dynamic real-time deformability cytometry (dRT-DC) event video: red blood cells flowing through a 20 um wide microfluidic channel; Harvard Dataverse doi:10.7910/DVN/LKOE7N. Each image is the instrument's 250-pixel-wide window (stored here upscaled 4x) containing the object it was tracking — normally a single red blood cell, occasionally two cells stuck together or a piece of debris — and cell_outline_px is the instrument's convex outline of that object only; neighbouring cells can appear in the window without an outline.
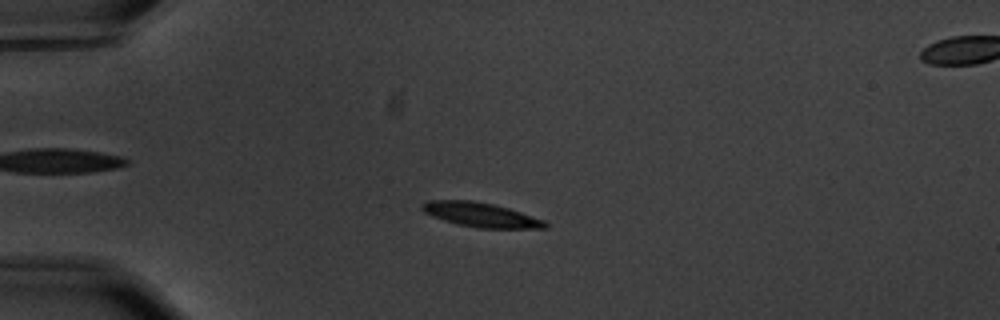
{"species": "common noctule bat (a hibernating species)", "species_latin": "Nyctalus noctula", "temperature_condition": "warm", "stored_images_in_passage": 48, "camera_frame_rate_fps": 3000, "um_per_image_px": 0.085, "animal": {"sex": "male", "body_mass_g": 20.1, "forearm_length_mm": 53.5}, "frame": {"image": 1, "passage_image": 5, "time_ms": 1.333, "image_size_px": [1000, 320], "cell_outline_px": [[548, 228], [476, 228], [456, 224], [432, 216], [424, 212], [420, 208], [420, 204], [428, 200], [472, 200], [492, 204], [508, 208], [544, 220], [548, 224]], "centroid_in_image_um": [40.83, 18.25], "position_along_channel_um": 44.2, "area_um2": 17.51}}
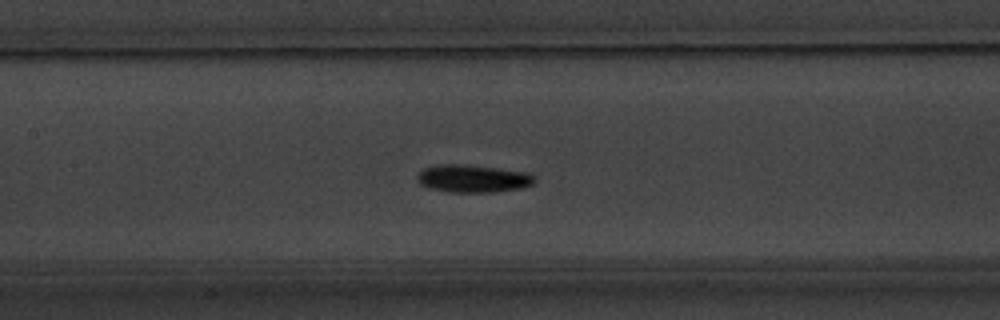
{"frame": {"image": 2, "passage_image": 18, "time_ms": 5.667, "image_size_px": [1000, 320], "cell_outline_px": [[536, 180], [532, 184], [520, 188], [492, 192], [452, 192], [428, 188], [420, 184], [416, 180], [416, 176], [424, 168], [440, 164], [464, 164], [528, 172], [536, 176]], "centroid_in_image_um": [40.19, 15.17], "position_along_channel_um": 167.2, "area_um2": 18.96}}
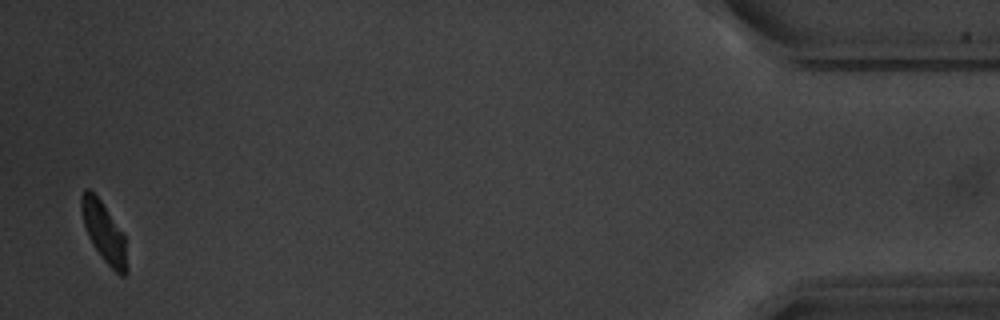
{"frame": {"image": 3, "passage_image": 47, "time_ms": 15.333, "image_size_px": [1000, 320], "cell_outline_px": [[128, 272], [124, 276], [120, 276], [104, 260], [88, 236], [84, 224], [80, 208], [80, 196], [84, 188], [88, 188], [100, 200], [124, 236], [128, 268]], "centroid_in_image_um": [8.83, 19.74], "position_along_channel_um": 426.4, "area_um2": 15.55}, "authors_computed_cell_mechanics": {"area_um2": 17.1955, "velocity_mm_per_s": 3.502, "shape_relaxation_time_tau1_ms": 1.7719, "shape_relaxation_time_tau2_ms": null, "deformation_change_tau1": 0.145, "deformation_change_tau2": null}}